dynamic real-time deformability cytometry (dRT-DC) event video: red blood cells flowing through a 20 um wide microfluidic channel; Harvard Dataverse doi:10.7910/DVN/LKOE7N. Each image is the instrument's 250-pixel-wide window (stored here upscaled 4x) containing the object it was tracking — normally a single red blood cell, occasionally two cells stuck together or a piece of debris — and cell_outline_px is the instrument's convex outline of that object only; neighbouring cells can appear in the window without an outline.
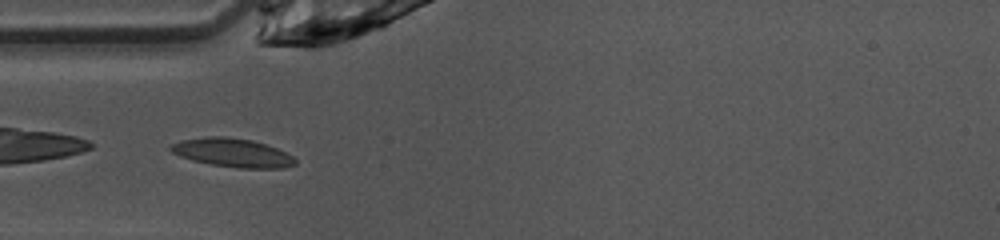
{"species": "common noctule bat (a hibernating species)", "species_latin": "Nyctalus noctula", "temperature_condition": "warm", "stored_images_in_passage": 35, "camera_frame_rate_fps": 3000, "um_per_image_px": 0.085, "animal": {"sex": "female", "body_mass_g": 10.0, "forearm_length_mm": 53.1}, "frame": {"image": 1, "passage_image": 1, "time_ms": 0.0, "image_size_px": [1000, 240], "cell_outline_px": [[296, 164], [284, 168], [240, 168], [212, 164], [192, 160], [180, 156], [172, 152], [168, 148], [168, 144], [180, 140], [208, 136], [224, 136], [252, 140], [276, 148], [292, 156], [296, 160]], "centroid_in_image_um": [19.71, 12.97], "position_along_channel_um": 65.3, "area_um2": 20.75}}
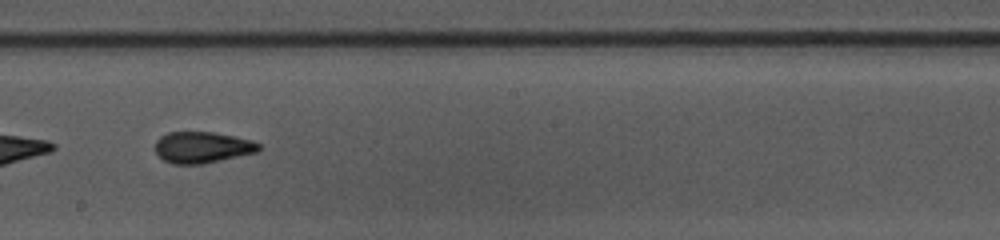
{"frame": {"image": 2, "passage_image": 13, "time_ms": 4.0, "image_size_px": [1000, 240], "cell_outline_px": [[260, 148], [256, 152], [204, 164], [172, 164], [164, 160], [156, 152], [156, 140], [160, 136], [168, 132], [212, 132], [252, 140], [260, 144]], "centroid_in_image_um": [17.18, 12.53], "position_along_channel_um": 231.0, "area_um2": 18.79}}
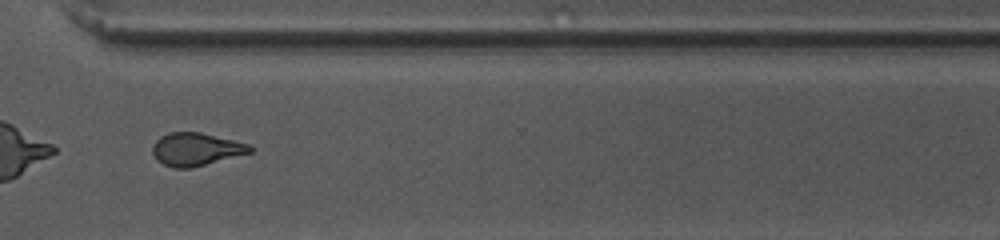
{"frame": {"image": 3, "passage_image": 22, "time_ms": 7.0, "image_size_px": [1000, 240], "cell_outline_px": [[252, 152], [192, 168], [172, 168], [156, 160], [152, 152], [152, 148], [156, 140], [160, 136], [168, 132], [200, 132], [248, 144], [252, 148]], "centroid_in_image_um": [16.62, 12.69], "position_along_channel_um": 354.0, "area_um2": 18.61}, "authors_computed_cell_mechanics": {"area_um2": 18.6694, "velocity_mm_per_s": 4.1107, "shape_relaxation_time_tau1_ms": 7.7046, "shape_relaxation_time_tau2_ms": 1.9164, "deformation_change_tau1": 0.1843, "deformation_change_tau2": 0.0917}}